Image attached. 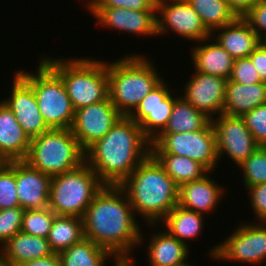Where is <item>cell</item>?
I'll return each mask as SVG.
<instances>
[{
  "instance_id": "1",
  "label": "cell",
  "mask_w": 266,
  "mask_h": 266,
  "mask_svg": "<svg viewBox=\"0 0 266 266\" xmlns=\"http://www.w3.org/2000/svg\"><path fill=\"white\" fill-rule=\"evenodd\" d=\"M136 214L120 185H104L82 217L85 238L107 249L115 258L132 259L133 248L144 239Z\"/></svg>"
},
{
  "instance_id": "2",
  "label": "cell",
  "mask_w": 266,
  "mask_h": 266,
  "mask_svg": "<svg viewBox=\"0 0 266 266\" xmlns=\"http://www.w3.org/2000/svg\"><path fill=\"white\" fill-rule=\"evenodd\" d=\"M151 153V141L129 116L85 150V163L104 185H120Z\"/></svg>"
},
{
  "instance_id": "3",
  "label": "cell",
  "mask_w": 266,
  "mask_h": 266,
  "mask_svg": "<svg viewBox=\"0 0 266 266\" xmlns=\"http://www.w3.org/2000/svg\"><path fill=\"white\" fill-rule=\"evenodd\" d=\"M134 213L155 226L178 205L179 186L150 153L120 184Z\"/></svg>"
},
{
  "instance_id": "4",
  "label": "cell",
  "mask_w": 266,
  "mask_h": 266,
  "mask_svg": "<svg viewBox=\"0 0 266 266\" xmlns=\"http://www.w3.org/2000/svg\"><path fill=\"white\" fill-rule=\"evenodd\" d=\"M146 58L131 53L107 63L109 98L122 116H129L140 101L164 80L151 60Z\"/></svg>"
},
{
  "instance_id": "5",
  "label": "cell",
  "mask_w": 266,
  "mask_h": 266,
  "mask_svg": "<svg viewBox=\"0 0 266 266\" xmlns=\"http://www.w3.org/2000/svg\"><path fill=\"white\" fill-rule=\"evenodd\" d=\"M61 77L75 110L106 100L107 62L92 58L58 59L42 57Z\"/></svg>"
},
{
  "instance_id": "6",
  "label": "cell",
  "mask_w": 266,
  "mask_h": 266,
  "mask_svg": "<svg viewBox=\"0 0 266 266\" xmlns=\"http://www.w3.org/2000/svg\"><path fill=\"white\" fill-rule=\"evenodd\" d=\"M51 177L74 170L85 163V150L71 129H49L31 139L25 160Z\"/></svg>"
},
{
  "instance_id": "7",
  "label": "cell",
  "mask_w": 266,
  "mask_h": 266,
  "mask_svg": "<svg viewBox=\"0 0 266 266\" xmlns=\"http://www.w3.org/2000/svg\"><path fill=\"white\" fill-rule=\"evenodd\" d=\"M37 73L16 71L33 89L38 107L51 129H71L75 109L60 75L42 58Z\"/></svg>"
},
{
  "instance_id": "8",
  "label": "cell",
  "mask_w": 266,
  "mask_h": 266,
  "mask_svg": "<svg viewBox=\"0 0 266 266\" xmlns=\"http://www.w3.org/2000/svg\"><path fill=\"white\" fill-rule=\"evenodd\" d=\"M104 186L86 164L53 176L49 191V208L60 216L82 218L96 193Z\"/></svg>"
},
{
  "instance_id": "9",
  "label": "cell",
  "mask_w": 266,
  "mask_h": 266,
  "mask_svg": "<svg viewBox=\"0 0 266 266\" xmlns=\"http://www.w3.org/2000/svg\"><path fill=\"white\" fill-rule=\"evenodd\" d=\"M151 154L185 156L204 165L213 172L218 165L216 134L210 122L195 132L159 134L151 142ZM214 168V169H213Z\"/></svg>"
},
{
  "instance_id": "10",
  "label": "cell",
  "mask_w": 266,
  "mask_h": 266,
  "mask_svg": "<svg viewBox=\"0 0 266 266\" xmlns=\"http://www.w3.org/2000/svg\"><path fill=\"white\" fill-rule=\"evenodd\" d=\"M222 243L211 247L209 255L216 260L261 265L266 261V222L245 223Z\"/></svg>"
},
{
  "instance_id": "11",
  "label": "cell",
  "mask_w": 266,
  "mask_h": 266,
  "mask_svg": "<svg viewBox=\"0 0 266 266\" xmlns=\"http://www.w3.org/2000/svg\"><path fill=\"white\" fill-rule=\"evenodd\" d=\"M170 1V2H168ZM157 33L168 34V30L194 42L210 38L201 18L187 0H157Z\"/></svg>"
},
{
  "instance_id": "12",
  "label": "cell",
  "mask_w": 266,
  "mask_h": 266,
  "mask_svg": "<svg viewBox=\"0 0 266 266\" xmlns=\"http://www.w3.org/2000/svg\"><path fill=\"white\" fill-rule=\"evenodd\" d=\"M211 123L216 134L219 159L226 154L238 166L260 146L241 116L220 114Z\"/></svg>"
},
{
  "instance_id": "13",
  "label": "cell",
  "mask_w": 266,
  "mask_h": 266,
  "mask_svg": "<svg viewBox=\"0 0 266 266\" xmlns=\"http://www.w3.org/2000/svg\"><path fill=\"white\" fill-rule=\"evenodd\" d=\"M162 81L149 92L129 115L142 129L143 134L152 142L167 126L175 100L167 83Z\"/></svg>"
},
{
  "instance_id": "14",
  "label": "cell",
  "mask_w": 266,
  "mask_h": 266,
  "mask_svg": "<svg viewBox=\"0 0 266 266\" xmlns=\"http://www.w3.org/2000/svg\"><path fill=\"white\" fill-rule=\"evenodd\" d=\"M122 115L110 98L75 110L71 131L86 150L108 133Z\"/></svg>"
},
{
  "instance_id": "15",
  "label": "cell",
  "mask_w": 266,
  "mask_h": 266,
  "mask_svg": "<svg viewBox=\"0 0 266 266\" xmlns=\"http://www.w3.org/2000/svg\"><path fill=\"white\" fill-rule=\"evenodd\" d=\"M227 81L195 71L185 85L184 95L181 97L212 120L214 116L223 114Z\"/></svg>"
},
{
  "instance_id": "16",
  "label": "cell",
  "mask_w": 266,
  "mask_h": 266,
  "mask_svg": "<svg viewBox=\"0 0 266 266\" xmlns=\"http://www.w3.org/2000/svg\"><path fill=\"white\" fill-rule=\"evenodd\" d=\"M10 98L2 100L13 112L19 125L30 139L50 128L45 123L32 87L17 73L14 74Z\"/></svg>"
},
{
  "instance_id": "17",
  "label": "cell",
  "mask_w": 266,
  "mask_h": 266,
  "mask_svg": "<svg viewBox=\"0 0 266 266\" xmlns=\"http://www.w3.org/2000/svg\"><path fill=\"white\" fill-rule=\"evenodd\" d=\"M98 23L126 33L158 36L157 10H131L125 8H87Z\"/></svg>"
},
{
  "instance_id": "18",
  "label": "cell",
  "mask_w": 266,
  "mask_h": 266,
  "mask_svg": "<svg viewBox=\"0 0 266 266\" xmlns=\"http://www.w3.org/2000/svg\"><path fill=\"white\" fill-rule=\"evenodd\" d=\"M51 178L24 160L15 161V181L20 207L25 210L49 207Z\"/></svg>"
},
{
  "instance_id": "19",
  "label": "cell",
  "mask_w": 266,
  "mask_h": 266,
  "mask_svg": "<svg viewBox=\"0 0 266 266\" xmlns=\"http://www.w3.org/2000/svg\"><path fill=\"white\" fill-rule=\"evenodd\" d=\"M206 174L203 178L179 186L178 205L205 215L215 210L222 200L223 187ZM219 202V203H218Z\"/></svg>"
},
{
  "instance_id": "20",
  "label": "cell",
  "mask_w": 266,
  "mask_h": 266,
  "mask_svg": "<svg viewBox=\"0 0 266 266\" xmlns=\"http://www.w3.org/2000/svg\"><path fill=\"white\" fill-rule=\"evenodd\" d=\"M30 137L19 125L13 112L0 101V159L2 162L25 160Z\"/></svg>"
},
{
  "instance_id": "21",
  "label": "cell",
  "mask_w": 266,
  "mask_h": 266,
  "mask_svg": "<svg viewBox=\"0 0 266 266\" xmlns=\"http://www.w3.org/2000/svg\"><path fill=\"white\" fill-rule=\"evenodd\" d=\"M216 31H220V33L216 35ZM210 36L234 59L248 57L262 42L241 17H238L231 24L216 29Z\"/></svg>"
},
{
  "instance_id": "22",
  "label": "cell",
  "mask_w": 266,
  "mask_h": 266,
  "mask_svg": "<svg viewBox=\"0 0 266 266\" xmlns=\"http://www.w3.org/2000/svg\"><path fill=\"white\" fill-rule=\"evenodd\" d=\"M211 37L200 41L199 46H193L191 57L194 71L229 79L233 68L234 58ZM207 41V44H206ZM195 47V48H194Z\"/></svg>"
},
{
  "instance_id": "23",
  "label": "cell",
  "mask_w": 266,
  "mask_h": 266,
  "mask_svg": "<svg viewBox=\"0 0 266 266\" xmlns=\"http://www.w3.org/2000/svg\"><path fill=\"white\" fill-rule=\"evenodd\" d=\"M0 250V257L12 266L44 258L54 253L47 238L29 235L21 231L11 237Z\"/></svg>"
},
{
  "instance_id": "24",
  "label": "cell",
  "mask_w": 266,
  "mask_h": 266,
  "mask_svg": "<svg viewBox=\"0 0 266 266\" xmlns=\"http://www.w3.org/2000/svg\"><path fill=\"white\" fill-rule=\"evenodd\" d=\"M150 237L146 250L149 266H183L189 262V245L180 242L167 230L152 233Z\"/></svg>"
},
{
  "instance_id": "25",
  "label": "cell",
  "mask_w": 266,
  "mask_h": 266,
  "mask_svg": "<svg viewBox=\"0 0 266 266\" xmlns=\"http://www.w3.org/2000/svg\"><path fill=\"white\" fill-rule=\"evenodd\" d=\"M264 103H266V82L243 85L227 81L223 114L242 116Z\"/></svg>"
},
{
  "instance_id": "26",
  "label": "cell",
  "mask_w": 266,
  "mask_h": 266,
  "mask_svg": "<svg viewBox=\"0 0 266 266\" xmlns=\"http://www.w3.org/2000/svg\"><path fill=\"white\" fill-rule=\"evenodd\" d=\"M161 222L165 225L161 230H167L180 242L187 244L185 241L195 239L203 231L204 215L176 205Z\"/></svg>"
},
{
  "instance_id": "27",
  "label": "cell",
  "mask_w": 266,
  "mask_h": 266,
  "mask_svg": "<svg viewBox=\"0 0 266 266\" xmlns=\"http://www.w3.org/2000/svg\"><path fill=\"white\" fill-rule=\"evenodd\" d=\"M211 119L181 96L175 100L167 126L160 134L195 132L204 129Z\"/></svg>"
},
{
  "instance_id": "28",
  "label": "cell",
  "mask_w": 266,
  "mask_h": 266,
  "mask_svg": "<svg viewBox=\"0 0 266 266\" xmlns=\"http://www.w3.org/2000/svg\"><path fill=\"white\" fill-rule=\"evenodd\" d=\"M85 238L82 218L56 215L47 241L54 253H60Z\"/></svg>"
},
{
  "instance_id": "29",
  "label": "cell",
  "mask_w": 266,
  "mask_h": 266,
  "mask_svg": "<svg viewBox=\"0 0 266 266\" xmlns=\"http://www.w3.org/2000/svg\"><path fill=\"white\" fill-rule=\"evenodd\" d=\"M59 256L62 266H107L105 261L115 258L107 249L87 238L60 252Z\"/></svg>"
},
{
  "instance_id": "30",
  "label": "cell",
  "mask_w": 266,
  "mask_h": 266,
  "mask_svg": "<svg viewBox=\"0 0 266 266\" xmlns=\"http://www.w3.org/2000/svg\"><path fill=\"white\" fill-rule=\"evenodd\" d=\"M166 173L180 186L184 183L203 178L211 172L200 162L174 154H152Z\"/></svg>"
},
{
  "instance_id": "31",
  "label": "cell",
  "mask_w": 266,
  "mask_h": 266,
  "mask_svg": "<svg viewBox=\"0 0 266 266\" xmlns=\"http://www.w3.org/2000/svg\"><path fill=\"white\" fill-rule=\"evenodd\" d=\"M187 2L199 15L210 33L231 24L238 18L226 0H187Z\"/></svg>"
},
{
  "instance_id": "32",
  "label": "cell",
  "mask_w": 266,
  "mask_h": 266,
  "mask_svg": "<svg viewBox=\"0 0 266 266\" xmlns=\"http://www.w3.org/2000/svg\"><path fill=\"white\" fill-rule=\"evenodd\" d=\"M56 214L49 207L25 210L21 232L47 238Z\"/></svg>"
},
{
  "instance_id": "33",
  "label": "cell",
  "mask_w": 266,
  "mask_h": 266,
  "mask_svg": "<svg viewBox=\"0 0 266 266\" xmlns=\"http://www.w3.org/2000/svg\"><path fill=\"white\" fill-rule=\"evenodd\" d=\"M243 171V184L246 187L266 183V146H259L246 160L238 165Z\"/></svg>"
},
{
  "instance_id": "34",
  "label": "cell",
  "mask_w": 266,
  "mask_h": 266,
  "mask_svg": "<svg viewBox=\"0 0 266 266\" xmlns=\"http://www.w3.org/2000/svg\"><path fill=\"white\" fill-rule=\"evenodd\" d=\"M15 181V161L0 164V210L19 207Z\"/></svg>"
},
{
  "instance_id": "35",
  "label": "cell",
  "mask_w": 266,
  "mask_h": 266,
  "mask_svg": "<svg viewBox=\"0 0 266 266\" xmlns=\"http://www.w3.org/2000/svg\"><path fill=\"white\" fill-rule=\"evenodd\" d=\"M25 209L13 207L0 210V245L1 247L21 231Z\"/></svg>"
},
{
  "instance_id": "36",
  "label": "cell",
  "mask_w": 266,
  "mask_h": 266,
  "mask_svg": "<svg viewBox=\"0 0 266 266\" xmlns=\"http://www.w3.org/2000/svg\"><path fill=\"white\" fill-rule=\"evenodd\" d=\"M255 141L266 146V103L261 104L241 116Z\"/></svg>"
},
{
  "instance_id": "37",
  "label": "cell",
  "mask_w": 266,
  "mask_h": 266,
  "mask_svg": "<svg viewBox=\"0 0 266 266\" xmlns=\"http://www.w3.org/2000/svg\"><path fill=\"white\" fill-rule=\"evenodd\" d=\"M228 80L243 85H253L262 82L256 67L249 57L234 59L233 68Z\"/></svg>"
},
{
  "instance_id": "38",
  "label": "cell",
  "mask_w": 266,
  "mask_h": 266,
  "mask_svg": "<svg viewBox=\"0 0 266 266\" xmlns=\"http://www.w3.org/2000/svg\"><path fill=\"white\" fill-rule=\"evenodd\" d=\"M157 0H90L86 8H125L131 10H156Z\"/></svg>"
},
{
  "instance_id": "39",
  "label": "cell",
  "mask_w": 266,
  "mask_h": 266,
  "mask_svg": "<svg viewBox=\"0 0 266 266\" xmlns=\"http://www.w3.org/2000/svg\"><path fill=\"white\" fill-rule=\"evenodd\" d=\"M242 18L249 24L251 29L258 35L260 40L262 42H265L266 41V0L259 1Z\"/></svg>"
},
{
  "instance_id": "40",
  "label": "cell",
  "mask_w": 266,
  "mask_h": 266,
  "mask_svg": "<svg viewBox=\"0 0 266 266\" xmlns=\"http://www.w3.org/2000/svg\"><path fill=\"white\" fill-rule=\"evenodd\" d=\"M250 205L259 222H266V183L248 187Z\"/></svg>"
},
{
  "instance_id": "41",
  "label": "cell",
  "mask_w": 266,
  "mask_h": 266,
  "mask_svg": "<svg viewBox=\"0 0 266 266\" xmlns=\"http://www.w3.org/2000/svg\"><path fill=\"white\" fill-rule=\"evenodd\" d=\"M248 57L256 67L260 80L266 82V42H261Z\"/></svg>"
},
{
  "instance_id": "42",
  "label": "cell",
  "mask_w": 266,
  "mask_h": 266,
  "mask_svg": "<svg viewBox=\"0 0 266 266\" xmlns=\"http://www.w3.org/2000/svg\"><path fill=\"white\" fill-rule=\"evenodd\" d=\"M230 9L237 17H243L254 5L261 0H226Z\"/></svg>"
},
{
  "instance_id": "43",
  "label": "cell",
  "mask_w": 266,
  "mask_h": 266,
  "mask_svg": "<svg viewBox=\"0 0 266 266\" xmlns=\"http://www.w3.org/2000/svg\"><path fill=\"white\" fill-rule=\"evenodd\" d=\"M18 266H62L58 253H53L44 258L34 259L29 262L20 263Z\"/></svg>"
},
{
  "instance_id": "44",
  "label": "cell",
  "mask_w": 266,
  "mask_h": 266,
  "mask_svg": "<svg viewBox=\"0 0 266 266\" xmlns=\"http://www.w3.org/2000/svg\"><path fill=\"white\" fill-rule=\"evenodd\" d=\"M114 261H115V263H114L115 266H136V264L134 263L136 261H134L133 258L132 259H128V258H115Z\"/></svg>"
},
{
  "instance_id": "45",
  "label": "cell",
  "mask_w": 266,
  "mask_h": 266,
  "mask_svg": "<svg viewBox=\"0 0 266 266\" xmlns=\"http://www.w3.org/2000/svg\"><path fill=\"white\" fill-rule=\"evenodd\" d=\"M0 266H12L8 262H5L1 257H0Z\"/></svg>"
},
{
  "instance_id": "46",
  "label": "cell",
  "mask_w": 266,
  "mask_h": 266,
  "mask_svg": "<svg viewBox=\"0 0 266 266\" xmlns=\"http://www.w3.org/2000/svg\"><path fill=\"white\" fill-rule=\"evenodd\" d=\"M183 266H193V265H190V263L188 262L187 264H185Z\"/></svg>"
}]
</instances>
